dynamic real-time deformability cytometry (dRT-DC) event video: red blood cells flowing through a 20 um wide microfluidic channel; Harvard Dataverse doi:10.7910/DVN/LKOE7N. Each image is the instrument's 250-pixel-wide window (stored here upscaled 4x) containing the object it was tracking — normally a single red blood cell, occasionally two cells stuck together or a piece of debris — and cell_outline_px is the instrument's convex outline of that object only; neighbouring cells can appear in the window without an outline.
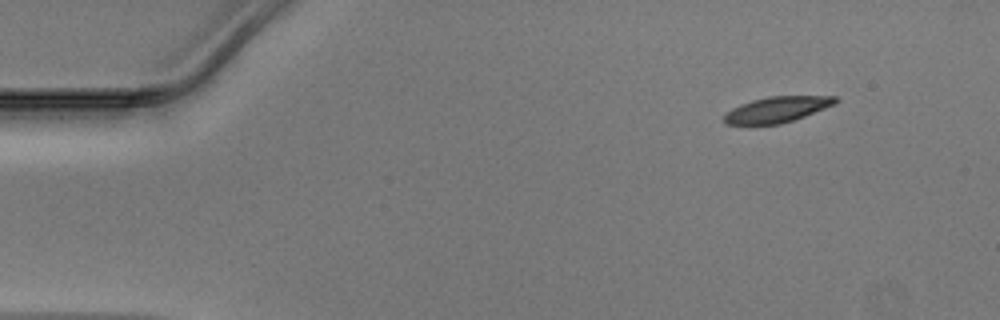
{"species": "Egyptian fruit bat (a non-hibernating species)", "species_latin": "Rousettus aegyptiacus", "temperature_condition": "warm", "stored_images_in_passage": 11, "camera_frame_rate_fps": 3000, "um_per_image_px": 0.085, "animal": {"sex": "male"}, "frame": {"image": 1, "passage_image": 1, "time_ms": 0.0, "image_size_px": [1000, 320], "cell_outline_px": [[840, 100], [836, 104], [804, 116], [780, 124], [724, 124], [724, 116], [732, 108], [740, 104], [752, 100], [768, 96], [836, 96]], "centroid_in_image_um": [66.07, 9.29], "position_along_channel_um": 18.9, "area_um2": 16.59}}
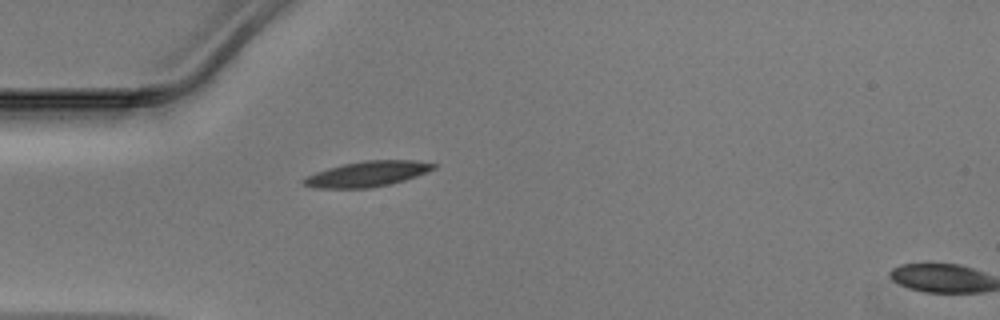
{"frame": {"image": 2, "passage_image": 10, "time_ms": 3.0, "image_size_px": [1000, 320], "cell_outline_px": [[436, 168], [428, 172], [404, 180], [388, 184], [368, 188], [316, 188], [304, 184], [300, 180], [304, 176], [328, 168], [344, 164], [364, 160], [412, 160], [436, 164]], "centroid_in_image_um": [31.2, 14.78], "position_along_channel_um": 53.8, "area_um2": 19.13}}